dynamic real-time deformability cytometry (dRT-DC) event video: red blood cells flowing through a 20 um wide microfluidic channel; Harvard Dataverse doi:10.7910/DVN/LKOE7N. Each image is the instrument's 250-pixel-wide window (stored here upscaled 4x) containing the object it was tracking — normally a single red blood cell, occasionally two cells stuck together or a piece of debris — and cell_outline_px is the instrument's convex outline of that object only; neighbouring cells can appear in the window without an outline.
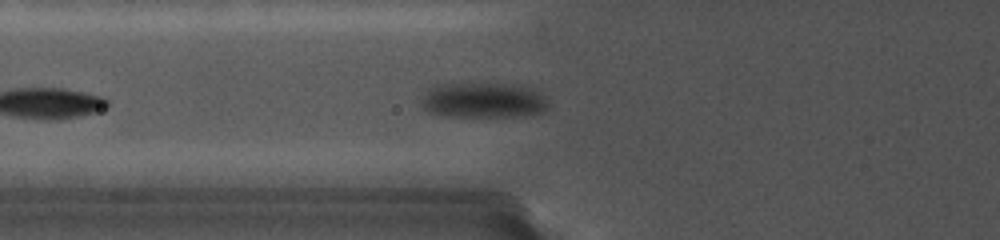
{"species": "common noctule bat (a hibernating species)", "species_latin": "Nyctalus noctula", "temperature_condition": "cold", "stored_images_in_passage": 18, "camera_frame_rate_fps": 5000, "um_per_image_px": 0.085, "animal": {"sex": "female", "body_mass_g": 19.0, "forearm_length_mm": 56.7}, "frame": {"image": 1, "passage_image": 6, "time_ms": 1.6, "image_size_px": [1000, 240], "cell_outline_px": [[548, 108], [544, 112], [524, 116], [440, 116], [428, 112], [420, 104], [432, 92], [440, 88], [512, 84], [532, 92], [540, 96], [548, 104]], "centroid_in_image_um": [41.18, 8.63], "position_along_channel_um": 84.6, "area_um2": 23.81}}